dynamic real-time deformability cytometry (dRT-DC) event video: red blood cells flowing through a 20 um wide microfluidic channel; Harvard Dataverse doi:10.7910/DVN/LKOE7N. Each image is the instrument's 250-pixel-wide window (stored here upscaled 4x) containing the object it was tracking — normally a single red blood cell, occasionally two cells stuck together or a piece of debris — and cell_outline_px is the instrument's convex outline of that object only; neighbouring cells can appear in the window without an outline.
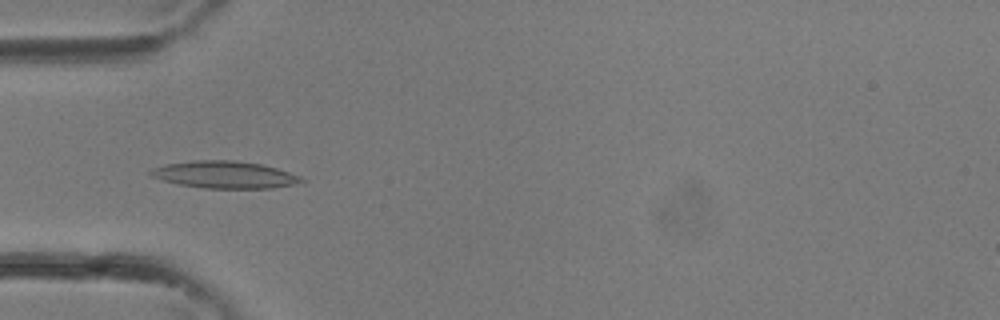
{"species": "common noctule bat (a hibernating species)", "species_latin": "Nyctalus noctula", "temperature_condition": "room temperature", "stored_images_in_passage": 33, "camera_frame_rate_fps": 3000, "um_per_image_px": 0.085, "animal": {"sex": "female"}, "frame": {"image": 1, "passage_image": 10, "time_ms": 3.0, "image_size_px": [1000, 320], "cell_outline_px": [[308, 180], [292, 184], [272, 188], [204, 188], [176, 184], [152, 176], [148, 172], [152, 168], [168, 164], [192, 160], [236, 160], [260, 164], [276, 168], [300, 176]], "centroid_in_image_um": [19.09, 14.84], "position_along_channel_um": 65.9, "area_um2": 23.7}}
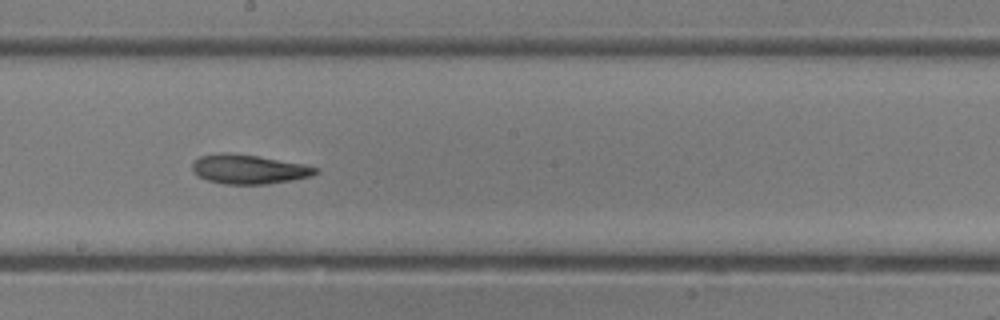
{"frame": {"image": 2, "passage_image": 18, "time_ms": 5.667, "image_size_px": [1000, 320], "cell_outline_px": [[320, 172], [312, 176], [292, 180], [264, 184], [224, 184], [208, 180], [196, 176], [192, 172], [192, 164], [200, 156], [220, 152], [228, 152], [256, 156], [304, 164], [320, 168]], "centroid_in_image_um": [21.15, 14.38], "position_along_channel_um": 227.1, "area_um2": 21.15}}
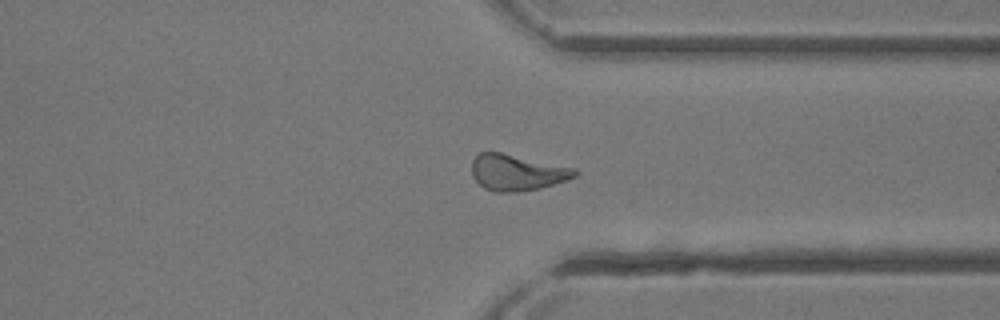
{"frame": {"image": 3, "passage_image": 25, "time_ms": 8.0, "image_size_px": [1000, 320], "cell_outline_px": [[580, 172], [576, 176], [540, 188], [516, 192], [492, 192], [484, 188], [472, 176], [472, 160], [480, 152], [500, 152], [576, 168]], "centroid_in_image_um": [43.93, 14.66], "position_along_channel_um": 367.5, "area_um2": 21.62}}